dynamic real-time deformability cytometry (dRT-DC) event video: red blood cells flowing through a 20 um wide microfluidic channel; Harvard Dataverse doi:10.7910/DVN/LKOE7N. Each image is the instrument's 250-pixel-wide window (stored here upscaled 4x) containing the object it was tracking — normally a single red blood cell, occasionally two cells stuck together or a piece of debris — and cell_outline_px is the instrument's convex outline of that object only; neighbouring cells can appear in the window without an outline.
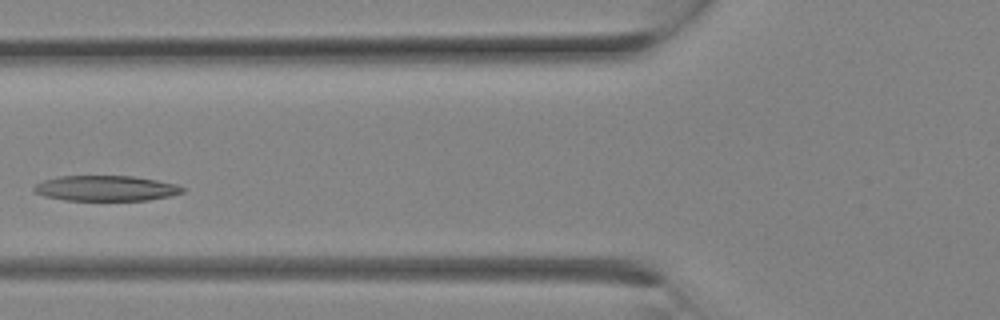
{"species": "Egyptian fruit bat (a non-hibernating species)", "species_latin": "Rousettus aegyptiacus", "temperature_condition": "room temperature", "stored_images_in_passage": 16, "camera_frame_rate_fps": 3000, "um_per_image_px": 0.085, "animal": {"sex": "female"}, "frame": {"image": 1, "passage_image": 7, "time_ms": 2.0, "image_size_px": [1000, 320], "cell_outline_px": [[188, 188], [184, 192], [172, 196], [148, 200], [68, 200], [44, 196], [32, 192], [32, 188], [36, 184], [44, 180], [56, 176], [132, 176], [156, 180], [176, 184]], "centroid_in_image_um": [9.02, 16.0], "position_along_channel_um": 116.8, "area_um2": 22.14}}
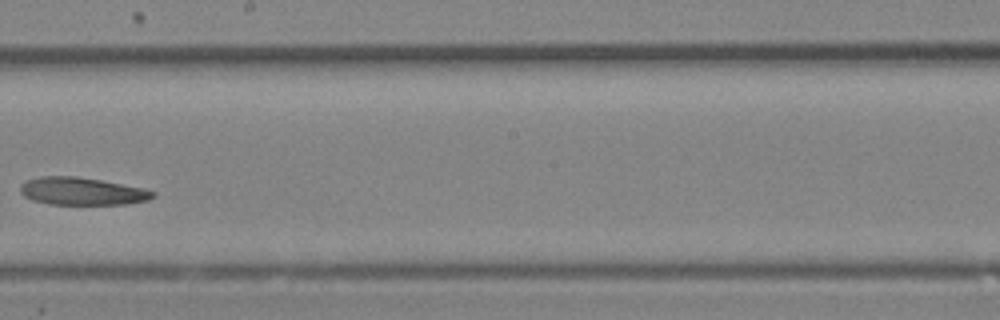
{"frame": {"image": 2, "passage_image": 12, "time_ms": 3.667, "image_size_px": [1000, 320], "cell_outline_px": [[156, 196], [148, 200], [124, 204], [48, 204], [32, 200], [24, 196], [20, 192], [20, 184], [28, 180], [40, 176], [76, 176], [100, 180], [140, 188], [156, 192]], "centroid_in_image_um": [6.93, 16.26], "position_along_channel_um": 241.3, "area_um2": 21.15}}
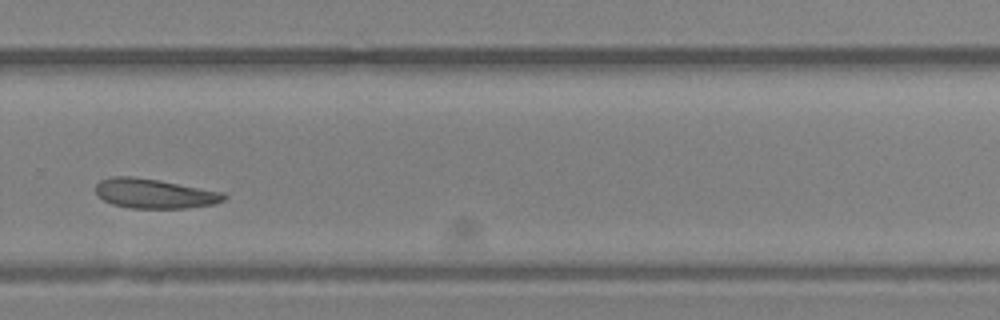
{"frame": {"image": 3, "passage_image": 15, "time_ms": 4.667, "image_size_px": [1000, 320], "cell_outline_px": [[228, 196], [224, 200], [212, 204], [188, 208], [132, 208], [112, 204], [104, 200], [96, 192], [96, 184], [100, 180], [112, 176], [132, 176], [156, 180], [224, 192]], "centroid_in_image_um": [13.13, 16.45], "position_along_channel_um": 316.7, "area_um2": 21.91}}